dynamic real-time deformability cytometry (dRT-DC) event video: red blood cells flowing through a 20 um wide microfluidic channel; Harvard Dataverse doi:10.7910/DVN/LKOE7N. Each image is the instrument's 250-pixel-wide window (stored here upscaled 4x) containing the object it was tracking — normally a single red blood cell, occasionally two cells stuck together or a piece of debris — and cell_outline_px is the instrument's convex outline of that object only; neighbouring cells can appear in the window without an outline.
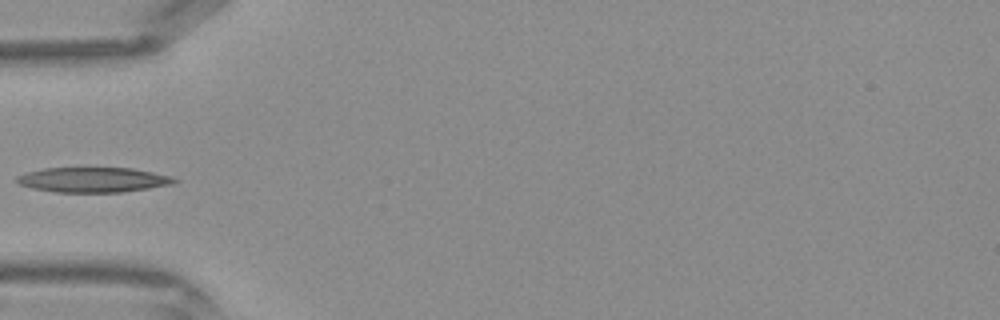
{"species": "Egyptian fruit bat (a non-hibernating species)", "species_latin": "Rousettus aegyptiacus", "temperature_condition": "warm", "stored_images_in_passage": 29, "camera_frame_rate_fps": 3000, "um_per_image_px": 0.085, "frame": {"image": 1, "passage_image": 1, "time_ms": 0.0, "image_size_px": [1000, 320], "cell_outline_px": [[180, 180], [176, 184], [120, 192], [56, 192], [32, 188], [20, 184], [16, 180], [16, 176], [28, 172], [44, 168], [132, 168], [172, 176]], "centroid_in_image_um": [7.96, 15.28], "position_along_channel_um": 77.0, "area_um2": 22.89}}
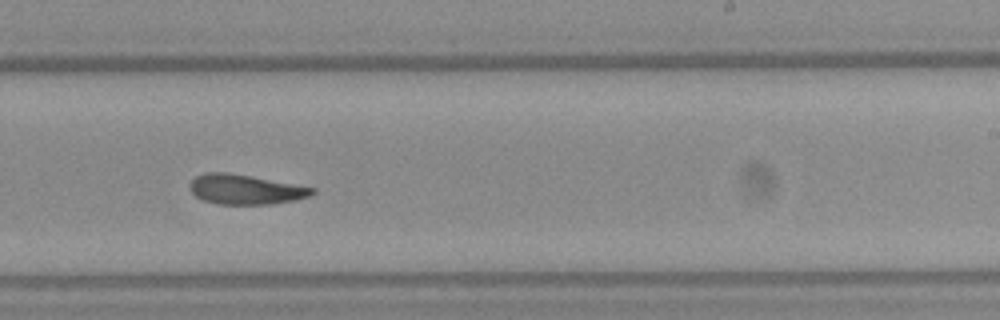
{"frame": {"image": 2, "passage_image": 13, "time_ms": 4.0, "image_size_px": [1000, 320], "cell_outline_px": [[316, 192], [308, 196], [296, 200], [272, 204], [216, 204], [204, 200], [196, 196], [188, 188], [188, 184], [196, 176], [204, 172], [228, 172], [252, 176], [316, 188]], "centroid_in_image_um": [20.84, 16.09], "position_along_channel_um": 268.2, "area_um2": 21.39}}
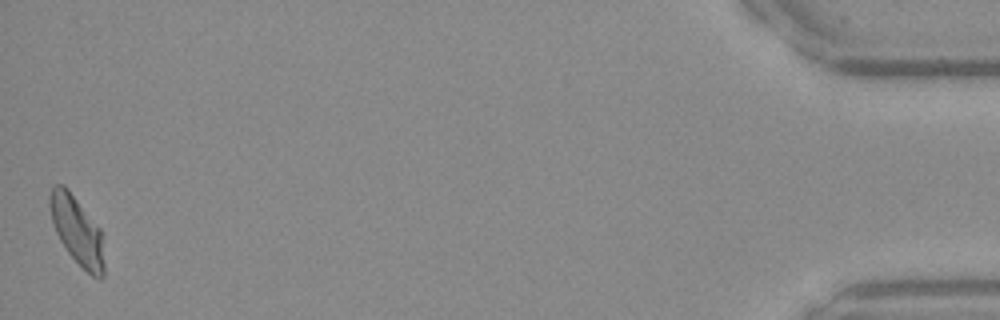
{"frame": {"image": 3, "passage_image": 29, "time_ms": 9.333, "image_size_px": [1000, 320], "cell_outline_px": [[104, 276], [100, 280], [92, 276], [68, 252], [60, 240], [56, 232], [52, 220], [48, 204], [48, 196], [52, 188], [56, 184], [64, 184], [68, 188], [100, 228], [104, 264]], "centroid_in_image_um": [6.53, 19.56], "position_along_channel_um": 428.7, "area_um2": 21.44}}